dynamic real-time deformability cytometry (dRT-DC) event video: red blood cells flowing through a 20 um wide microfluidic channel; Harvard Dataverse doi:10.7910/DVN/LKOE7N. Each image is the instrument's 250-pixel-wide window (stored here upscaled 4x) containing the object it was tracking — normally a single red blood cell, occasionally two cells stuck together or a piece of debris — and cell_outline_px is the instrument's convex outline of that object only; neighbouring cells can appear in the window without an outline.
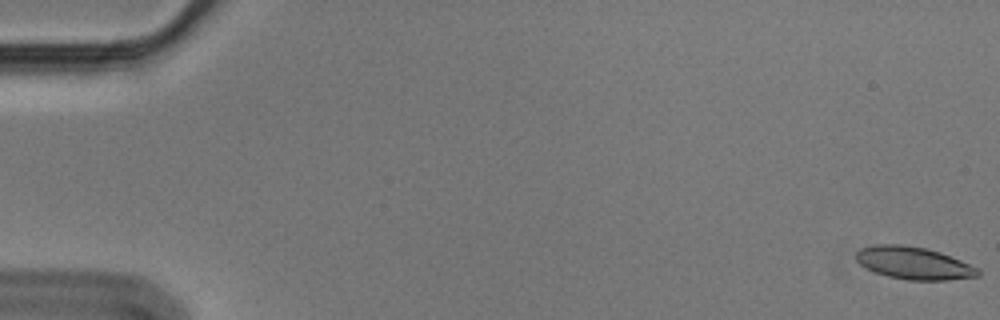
{"species": "Egyptian fruit bat (a non-hibernating species)", "species_latin": "Rousettus aegyptiacus", "temperature_condition": "cold", "stored_images_in_passage": 57, "camera_frame_rate_fps": 3000, "um_per_image_px": 0.085, "animal": {"sex": "male"}, "frame": {"image": 1, "passage_image": 1, "time_ms": 0.0, "image_size_px": [1000, 320], "cell_outline_px": [[980, 276], [948, 280], [908, 280], [888, 276], [876, 272], [860, 264], [856, 260], [856, 252], [860, 248], [876, 244], [900, 244], [924, 248], [940, 252], [980, 268]], "centroid_in_image_um": [77.69, 22.36], "position_along_channel_um": 7.3, "area_um2": 23.0}}
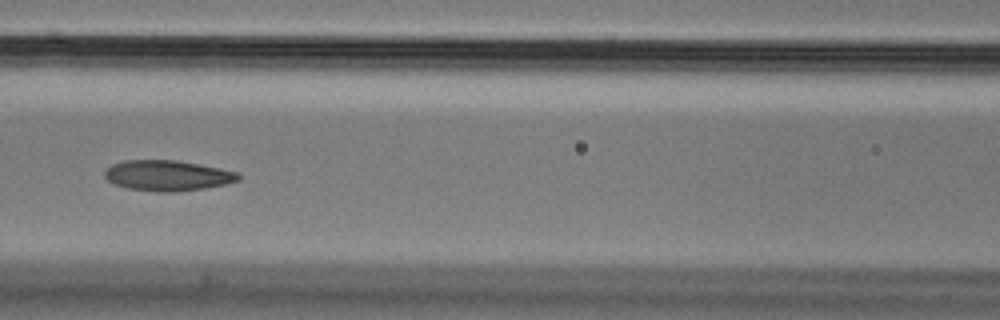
{"frame": {"image": 2, "passage_image": 26, "time_ms": 8.333, "image_size_px": [1000, 320], "cell_outline_px": [[240, 180], [224, 184], [204, 188], [176, 192], [156, 192], [128, 188], [112, 184], [104, 176], [104, 172], [112, 164], [124, 160], [176, 160], [220, 168], [236, 172], [240, 176]], "centroid_in_image_um": [14.2, 14.92], "position_along_channel_um": 152.4, "area_um2": 23.76}}
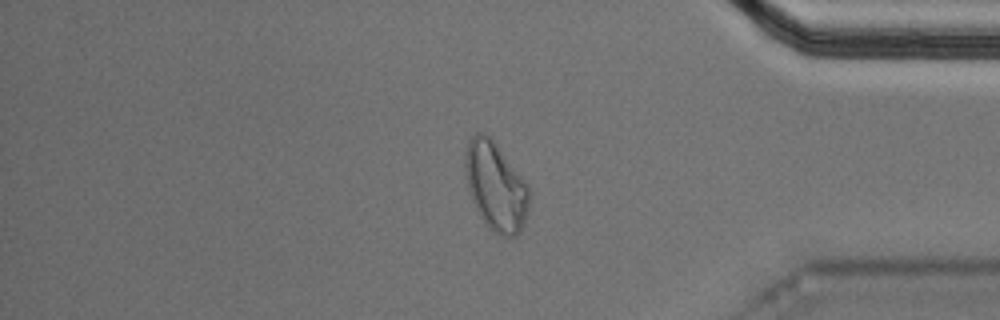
{"frame": {"image": 3, "passage_image": 48, "time_ms": 15.667, "image_size_px": [1000, 320], "cell_outline_px": [[528, 212], [524, 224], [520, 232], [516, 236], [504, 236], [492, 232], [488, 228], [480, 216], [468, 192], [464, 176], [464, 156], [468, 140], [476, 132], [484, 132], [492, 136], [524, 180], [528, 188]], "centroid_in_image_um": [42.09, 15.81], "position_along_channel_um": 393.1, "area_um2": 33.52}, "authors_computed_cell_mechanics": {"area_um2": 23.8714, "velocity_mm_per_s": 3.5669, "shape_relaxation_time_tau1_ms": 6.1436, "shape_relaxation_time_tau2_ms": 2.9185, "deformation_change_tau1": 0.1627, "deformation_change_tau2": 0.0939}}